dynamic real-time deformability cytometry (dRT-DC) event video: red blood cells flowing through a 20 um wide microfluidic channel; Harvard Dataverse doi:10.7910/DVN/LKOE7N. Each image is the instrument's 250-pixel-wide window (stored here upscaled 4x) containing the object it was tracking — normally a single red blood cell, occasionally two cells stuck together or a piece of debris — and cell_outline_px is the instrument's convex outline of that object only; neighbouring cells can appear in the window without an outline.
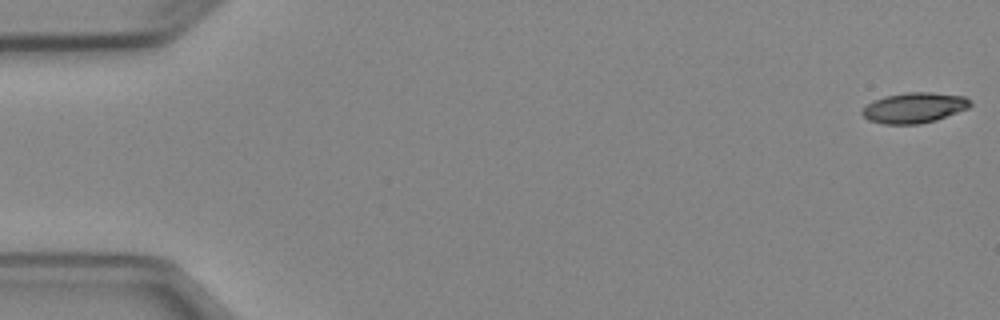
{"species": "Egyptian fruit bat (a non-hibernating species)", "species_latin": "Rousettus aegyptiacus", "temperature_condition": "cold", "stored_images_in_passage": 5, "camera_frame_rate_fps": 3000, "um_per_image_px": 0.085, "animal": {"sex": "female"}, "frame": {"image": 1, "passage_image": 1, "time_ms": 0.0, "image_size_px": [1000, 320], "cell_outline_px": [[972, 104], [968, 108], [936, 120], [920, 124], [884, 124], [868, 120], [860, 112], [872, 100], [884, 96], [904, 92], [932, 92], [964, 96]], "centroid_in_image_um": [77.68, 9.15], "position_along_channel_um": 7.3, "area_um2": 19.19}}
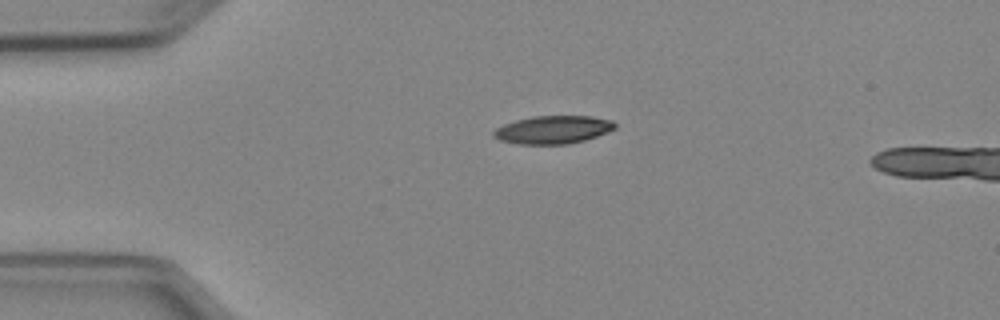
{"frame": {"image": 2, "passage_image": 4, "time_ms": 3.667, "image_size_px": [1000, 320], "cell_outline_px": [[616, 128], [608, 132], [584, 140], [568, 144], [520, 144], [500, 140], [492, 136], [492, 132], [496, 128], [504, 124], [516, 120], [532, 116], [592, 116], [612, 120], [616, 124]], "centroid_in_image_um": [47.01, 11.02], "position_along_channel_um": 38.0, "area_um2": 19.83}}